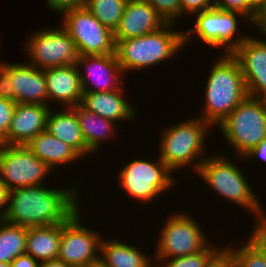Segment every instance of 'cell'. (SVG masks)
Listing matches in <instances>:
<instances>
[{
    "instance_id": "obj_43",
    "label": "cell",
    "mask_w": 266,
    "mask_h": 267,
    "mask_svg": "<svg viewBox=\"0 0 266 267\" xmlns=\"http://www.w3.org/2000/svg\"><path fill=\"white\" fill-rule=\"evenodd\" d=\"M250 3L259 11L266 4V0H250Z\"/></svg>"
},
{
    "instance_id": "obj_2",
    "label": "cell",
    "mask_w": 266,
    "mask_h": 267,
    "mask_svg": "<svg viewBox=\"0 0 266 267\" xmlns=\"http://www.w3.org/2000/svg\"><path fill=\"white\" fill-rule=\"evenodd\" d=\"M222 54L207 77L203 114L199 116L212 127H217L248 96L239 61L233 54Z\"/></svg>"
},
{
    "instance_id": "obj_13",
    "label": "cell",
    "mask_w": 266,
    "mask_h": 267,
    "mask_svg": "<svg viewBox=\"0 0 266 267\" xmlns=\"http://www.w3.org/2000/svg\"><path fill=\"white\" fill-rule=\"evenodd\" d=\"M78 208L61 224V240L58 259L73 267H85L100 259L103 236L82 223ZM81 218V219H80Z\"/></svg>"
},
{
    "instance_id": "obj_31",
    "label": "cell",
    "mask_w": 266,
    "mask_h": 267,
    "mask_svg": "<svg viewBox=\"0 0 266 267\" xmlns=\"http://www.w3.org/2000/svg\"><path fill=\"white\" fill-rule=\"evenodd\" d=\"M149 3L165 23L174 24L182 16L180 0H144Z\"/></svg>"
},
{
    "instance_id": "obj_40",
    "label": "cell",
    "mask_w": 266,
    "mask_h": 267,
    "mask_svg": "<svg viewBox=\"0 0 266 267\" xmlns=\"http://www.w3.org/2000/svg\"><path fill=\"white\" fill-rule=\"evenodd\" d=\"M8 195H9V189L0 180V220H4V216L6 214L7 210L6 206H8Z\"/></svg>"
},
{
    "instance_id": "obj_3",
    "label": "cell",
    "mask_w": 266,
    "mask_h": 267,
    "mask_svg": "<svg viewBox=\"0 0 266 267\" xmlns=\"http://www.w3.org/2000/svg\"><path fill=\"white\" fill-rule=\"evenodd\" d=\"M172 27V28H171ZM166 23L157 31L123 40H115V55L123 73L155 67L183 48L184 30L176 31Z\"/></svg>"
},
{
    "instance_id": "obj_29",
    "label": "cell",
    "mask_w": 266,
    "mask_h": 267,
    "mask_svg": "<svg viewBox=\"0 0 266 267\" xmlns=\"http://www.w3.org/2000/svg\"><path fill=\"white\" fill-rule=\"evenodd\" d=\"M232 258V267H266V259L260 250L248 239L240 248L224 246Z\"/></svg>"
},
{
    "instance_id": "obj_17",
    "label": "cell",
    "mask_w": 266,
    "mask_h": 267,
    "mask_svg": "<svg viewBox=\"0 0 266 267\" xmlns=\"http://www.w3.org/2000/svg\"><path fill=\"white\" fill-rule=\"evenodd\" d=\"M51 106L16 103V108L3 140L7 145H26L38 133L46 130Z\"/></svg>"
},
{
    "instance_id": "obj_41",
    "label": "cell",
    "mask_w": 266,
    "mask_h": 267,
    "mask_svg": "<svg viewBox=\"0 0 266 267\" xmlns=\"http://www.w3.org/2000/svg\"><path fill=\"white\" fill-rule=\"evenodd\" d=\"M254 25L262 32V36H266V4L259 10L257 20L253 24V27Z\"/></svg>"
},
{
    "instance_id": "obj_19",
    "label": "cell",
    "mask_w": 266,
    "mask_h": 267,
    "mask_svg": "<svg viewBox=\"0 0 266 267\" xmlns=\"http://www.w3.org/2000/svg\"><path fill=\"white\" fill-rule=\"evenodd\" d=\"M49 102L66 107L81 104L83 89L76 64L44 70Z\"/></svg>"
},
{
    "instance_id": "obj_14",
    "label": "cell",
    "mask_w": 266,
    "mask_h": 267,
    "mask_svg": "<svg viewBox=\"0 0 266 267\" xmlns=\"http://www.w3.org/2000/svg\"><path fill=\"white\" fill-rule=\"evenodd\" d=\"M76 66L83 92H107L123 87L121 82L126 74L123 73L115 53L78 56Z\"/></svg>"
},
{
    "instance_id": "obj_24",
    "label": "cell",
    "mask_w": 266,
    "mask_h": 267,
    "mask_svg": "<svg viewBox=\"0 0 266 267\" xmlns=\"http://www.w3.org/2000/svg\"><path fill=\"white\" fill-rule=\"evenodd\" d=\"M61 240V224L29 227L25 253L39 263L57 259Z\"/></svg>"
},
{
    "instance_id": "obj_30",
    "label": "cell",
    "mask_w": 266,
    "mask_h": 267,
    "mask_svg": "<svg viewBox=\"0 0 266 267\" xmlns=\"http://www.w3.org/2000/svg\"><path fill=\"white\" fill-rule=\"evenodd\" d=\"M213 7L225 11L238 12L244 15L252 24L257 20L259 11L250 0H213Z\"/></svg>"
},
{
    "instance_id": "obj_32",
    "label": "cell",
    "mask_w": 266,
    "mask_h": 267,
    "mask_svg": "<svg viewBox=\"0 0 266 267\" xmlns=\"http://www.w3.org/2000/svg\"><path fill=\"white\" fill-rule=\"evenodd\" d=\"M15 108L16 102L0 98V145L8 133Z\"/></svg>"
},
{
    "instance_id": "obj_36",
    "label": "cell",
    "mask_w": 266,
    "mask_h": 267,
    "mask_svg": "<svg viewBox=\"0 0 266 267\" xmlns=\"http://www.w3.org/2000/svg\"><path fill=\"white\" fill-rule=\"evenodd\" d=\"M0 98L14 101V92L9 73L0 65Z\"/></svg>"
},
{
    "instance_id": "obj_6",
    "label": "cell",
    "mask_w": 266,
    "mask_h": 267,
    "mask_svg": "<svg viewBox=\"0 0 266 267\" xmlns=\"http://www.w3.org/2000/svg\"><path fill=\"white\" fill-rule=\"evenodd\" d=\"M218 127L233 153L242 157L266 138V99L247 96Z\"/></svg>"
},
{
    "instance_id": "obj_26",
    "label": "cell",
    "mask_w": 266,
    "mask_h": 267,
    "mask_svg": "<svg viewBox=\"0 0 266 267\" xmlns=\"http://www.w3.org/2000/svg\"><path fill=\"white\" fill-rule=\"evenodd\" d=\"M28 227L0 220V262L11 263L25 254Z\"/></svg>"
},
{
    "instance_id": "obj_45",
    "label": "cell",
    "mask_w": 266,
    "mask_h": 267,
    "mask_svg": "<svg viewBox=\"0 0 266 267\" xmlns=\"http://www.w3.org/2000/svg\"><path fill=\"white\" fill-rule=\"evenodd\" d=\"M0 267H11V264L6 262H0Z\"/></svg>"
},
{
    "instance_id": "obj_38",
    "label": "cell",
    "mask_w": 266,
    "mask_h": 267,
    "mask_svg": "<svg viewBox=\"0 0 266 267\" xmlns=\"http://www.w3.org/2000/svg\"><path fill=\"white\" fill-rule=\"evenodd\" d=\"M206 267H232V258L230 253L223 248Z\"/></svg>"
},
{
    "instance_id": "obj_12",
    "label": "cell",
    "mask_w": 266,
    "mask_h": 267,
    "mask_svg": "<svg viewBox=\"0 0 266 267\" xmlns=\"http://www.w3.org/2000/svg\"><path fill=\"white\" fill-rule=\"evenodd\" d=\"M52 171L25 145H0V180L9 191L44 185Z\"/></svg>"
},
{
    "instance_id": "obj_7",
    "label": "cell",
    "mask_w": 266,
    "mask_h": 267,
    "mask_svg": "<svg viewBox=\"0 0 266 267\" xmlns=\"http://www.w3.org/2000/svg\"><path fill=\"white\" fill-rule=\"evenodd\" d=\"M133 159L123 165L118 173V185L129 197L148 204L173 188L176 178L168 166L159 158ZM172 174V175H171Z\"/></svg>"
},
{
    "instance_id": "obj_28",
    "label": "cell",
    "mask_w": 266,
    "mask_h": 267,
    "mask_svg": "<svg viewBox=\"0 0 266 267\" xmlns=\"http://www.w3.org/2000/svg\"><path fill=\"white\" fill-rule=\"evenodd\" d=\"M209 244L204 250L175 258L155 260V267H206L209 262L223 249ZM167 261V262H166ZM161 262V264H160ZM163 263V264H162ZM160 264V265H159Z\"/></svg>"
},
{
    "instance_id": "obj_5",
    "label": "cell",
    "mask_w": 266,
    "mask_h": 267,
    "mask_svg": "<svg viewBox=\"0 0 266 267\" xmlns=\"http://www.w3.org/2000/svg\"><path fill=\"white\" fill-rule=\"evenodd\" d=\"M229 159L222 154L207 155L196 173L217 195L241 206L239 208L245 207L246 212L257 219L264 212L262 204L238 164Z\"/></svg>"
},
{
    "instance_id": "obj_20",
    "label": "cell",
    "mask_w": 266,
    "mask_h": 267,
    "mask_svg": "<svg viewBox=\"0 0 266 267\" xmlns=\"http://www.w3.org/2000/svg\"><path fill=\"white\" fill-rule=\"evenodd\" d=\"M123 88L107 92H83L80 105L87 111L116 123L131 121L137 112L130 102H127L123 93L126 89Z\"/></svg>"
},
{
    "instance_id": "obj_22",
    "label": "cell",
    "mask_w": 266,
    "mask_h": 267,
    "mask_svg": "<svg viewBox=\"0 0 266 267\" xmlns=\"http://www.w3.org/2000/svg\"><path fill=\"white\" fill-rule=\"evenodd\" d=\"M34 155L47 164L53 171L59 166L71 164L82 156L70 145L65 144L44 130L25 145Z\"/></svg>"
},
{
    "instance_id": "obj_42",
    "label": "cell",
    "mask_w": 266,
    "mask_h": 267,
    "mask_svg": "<svg viewBox=\"0 0 266 267\" xmlns=\"http://www.w3.org/2000/svg\"><path fill=\"white\" fill-rule=\"evenodd\" d=\"M39 267H73V266L57 258V259H52L49 261L41 262L39 264Z\"/></svg>"
},
{
    "instance_id": "obj_33",
    "label": "cell",
    "mask_w": 266,
    "mask_h": 267,
    "mask_svg": "<svg viewBox=\"0 0 266 267\" xmlns=\"http://www.w3.org/2000/svg\"><path fill=\"white\" fill-rule=\"evenodd\" d=\"M249 239L264 255L266 259V215L263 212L256 221L253 227L252 234L247 238Z\"/></svg>"
},
{
    "instance_id": "obj_39",
    "label": "cell",
    "mask_w": 266,
    "mask_h": 267,
    "mask_svg": "<svg viewBox=\"0 0 266 267\" xmlns=\"http://www.w3.org/2000/svg\"><path fill=\"white\" fill-rule=\"evenodd\" d=\"M10 264L11 267H39L40 263L25 253L16 257Z\"/></svg>"
},
{
    "instance_id": "obj_4",
    "label": "cell",
    "mask_w": 266,
    "mask_h": 267,
    "mask_svg": "<svg viewBox=\"0 0 266 267\" xmlns=\"http://www.w3.org/2000/svg\"><path fill=\"white\" fill-rule=\"evenodd\" d=\"M162 129L159 158L173 173L188 166L196 173L206 158L205 139L209 129L213 130L212 126L199 117H193Z\"/></svg>"
},
{
    "instance_id": "obj_16",
    "label": "cell",
    "mask_w": 266,
    "mask_h": 267,
    "mask_svg": "<svg viewBox=\"0 0 266 267\" xmlns=\"http://www.w3.org/2000/svg\"><path fill=\"white\" fill-rule=\"evenodd\" d=\"M0 65L9 73L14 92V102L42 104L49 106L44 70L26 63H5Z\"/></svg>"
},
{
    "instance_id": "obj_44",
    "label": "cell",
    "mask_w": 266,
    "mask_h": 267,
    "mask_svg": "<svg viewBox=\"0 0 266 267\" xmlns=\"http://www.w3.org/2000/svg\"><path fill=\"white\" fill-rule=\"evenodd\" d=\"M85 267H107L100 259L96 262L86 265Z\"/></svg>"
},
{
    "instance_id": "obj_23",
    "label": "cell",
    "mask_w": 266,
    "mask_h": 267,
    "mask_svg": "<svg viewBox=\"0 0 266 267\" xmlns=\"http://www.w3.org/2000/svg\"><path fill=\"white\" fill-rule=\"evenodd\" d=\"M117 239L108 241L102 238L100 260L107 267H155L152 258L144 251L141 252L138 246L135 247L130 242L128 244L125 239Z\"/></svg>"
},
{
    "instance_id": "obj_11",
    "label": "cell",
    "mask_w": 266,
    "mask_h": 267,
    "mask_svg": "<svg viewBox=\"0 0 266 267\" xmlns=\"http://www.w3.org/2000/svg\"><path fill=\"white\" fill-rule=\"evenodd\" d=\"M24 45L28 63L41 70L76 64L78 59L75 43L62 25L35 31Z\"/></svg>"
},
{
    "instance_id": "obj_34",
    "label": "cell",
    "mask_w": 266,
    "mask_h": 267,
    "mask_svg": "<svg viewBox=\"0 0 266 267\" xmlns=\"http://www.w3.org/2000/svg\"><path fill=\"white\" fill-rule=\"evenodd\" d=\"M182 7V15H194L195 13L213 7V0H180Z\"/></svg>"
},
{
    "instance_id": "obj_35",
    "label": "cell",
    "mask_w": 266,
    "mask_h": 267,
    "mask_svg": "<svg viewBox=\"0 0 266 267\" xmlns=\"http://www.w3.org/2000/svg\"><path fill=\"white\" fill-rule=\"evenodd\" d=\"M86 0H46L48 9L50 8L55 13L62 14L63 12L84 7Z\"/></svg>"
},
{
    "instance_id": "obj_15",
    "label": "cell",
    "mask_w": 266,
    "mask_h": 267,
    "mask_svg": "<svg viewBox=\"0 0 266 267\" xmlns=\"http://www.w3.org/2000/svg\"><path fill=\"white\" fill-rule=\"evenodd\" d=\"M248 37L232 53L239 61L248 96L266 99V39Z\"/></svg>"
},
{
    "instance_id": "obj_9",
    "label": "cell",
    "mask_w": 266,
    "mask_h": 267,
    "mask_svg": "<svg viewBox=\"0 0 266 267\" xmlns=\"http://www.w3.org/2000/svg\"><path fill=\"white\" fill-rule=\"evenodd\" d=\"M183 211L169 214L165 225L158 232L155 259L162 260L191 255L204 250L210 241L206 238L199 221ZM199 223V224H198Z\"/></svg>"
},
{
    "instance_id": "obj_21",
    "label": "cell",
    "mask_w": 266,
    "mask_h": 267,
    "mask_svg": "<svg viewBox=\"0 0 266 267\" xmlns=\"http://www.w3.org/2000/svg\"><path fill=\"white\" fill-rule=\"evenodd\" d=\"M51 110L47 117L46 131L73 147L82 157L92 152L86 146L78 117L71 107L61 111ZM56 111V112H55Z\"/></svg>"
},
{
    "instance_id": "obj_25",
    "label": "cell",
    "mask_w": 266,
    "mask_h": 267,
    "mask_svg": "<svg viewBox=\"0 0 266 267\" xmlns=\"http://www.w3.org/2000/svg\"><path fill=\"white\" fill-rule=\"evenodd\" d=\"M79 120L80 128L88 149L95 154L101 149V143L114 138L116 122L102 118L94 112L87 111L80 104L71 107ZM112 136V137H110Z\"/></svg>"
},
{
    "instance_id": "obj_18",
    "label": "cell",
    "mask_w": 266,
    "mask_h": 267,
    "mask_svg": "<svg viewBox=\"0 0 266 267\" xmlns=\"http://www.w3.org/2000/svg\"><path fill=\"white\" fill-rule=\"evenodd\" d=\"M165 21L155 9L144 0H128L123 16L114 32L115 40L140 37L157 31Z\"/></svg>"
},
{
    "instance_id": "obj_1",
    "label": "cell",
    "mask_w": 266,
    "mask_h": 267,
    "mask_svg": "<svg viewBox=\"0 0 266 267\" xmlns=\"http://www.w3.org/2000/svg\"><path fill=\"white\" fill-rule=\"evenodd\" d=\"M45 186L44 184L9 191L4 220L28 228L62 224L80 208V187L55 189Z\"/></svg>"
},
{
    "instance_id": "obj_27",
    "label": "cell",
    "mask_w": 266,
    "mask_h": 267,
    "mask_svg": "<svg viewBox=\"0 0 266 267\" xmlns=\"http://www.w3.org/2000/svg\"><path fill=\"white\" fill-rule=\"evenodd\" d=\"M128 0H86L87 8L106 28L116 31Z\"/></svg>"
},
{
    "instance_id": "obj_8",
    "label": "cell",
    "mask_w": 266,
    "mask_h": 267,
    "mask_svg": "<svg viewBox=\"0 0 266 267\" xmlns=\"http://www.w3.org/2000/svg\"><path fill=\"white\" fill-rule=\"evenodd\" d=\"M196 15V16H195ZM195 27L184 31V45L189 44L192 36H195L213 48L225 49V54H232L238 46L248 37L238 33L239 25L237 18L246 19L245 23L251 22L242 14L233 11L220 10L215 7L195 13ZM237 34V37H236ZM234 38V39H233Z\"/></svg>"
},
{
    "instance_id": "obj_10",
    "label": "cell",
    "mask_w": 266,
    "mask_h": 267,
    "mask_svg": "<svg viewBox=\"0 0 266 267\" xmlns=\"http://www.w3.org/2000/svg\"><path fill=\"white\" fill-rule=\"evenodd\" d=\"M61 15L60 24L73 39L78 56L115 53L114 33L85 6L67 10Z\"/></svg>"
},
{
    "instance_id": "obj_37",
    "label": "cell",
    "mask_w": 266,
    "mask_h": 267,
    "mask_svg": "<svg viewBox=\"0 0 266 267\" xmlns=\"http://www.w3.org/2000/svg\"><path fill=\"white\" fill-rule=\"evenodd\" d=\"M236 161L237 160H249V159H255L259 158L266 162V138L263 139L257 146L254 148H251L247 153H245L242 157L235 156ZM238 158V159H237ZM249 158V159H248Z\"/></svg>"
}]
</instances>
